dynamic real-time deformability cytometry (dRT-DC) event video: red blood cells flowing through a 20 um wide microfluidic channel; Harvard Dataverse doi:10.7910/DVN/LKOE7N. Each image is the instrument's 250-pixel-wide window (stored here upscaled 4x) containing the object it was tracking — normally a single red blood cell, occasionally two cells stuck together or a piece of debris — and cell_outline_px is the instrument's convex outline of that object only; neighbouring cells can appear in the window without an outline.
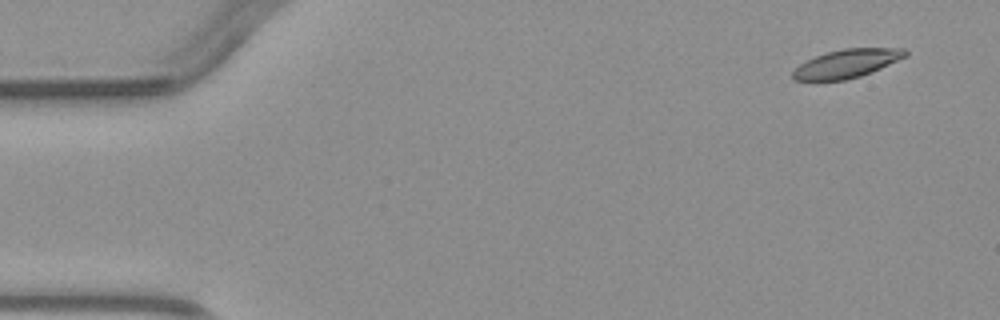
{"species": "common noctule bat (a hibernating species)", "species_latin": "Nyctalus noctula", "temperature_condition": "warm", "stored_images_in_passage": 3, "camera_frame_rate_fps": 3000, "um_per_image_px": 0.085, "animal": {"sex": "male", "body_mass_g": 23.1, "forearm_length_mm": 52.7}, "frame": {"image": 1, "passage_image": 1, "time_ms": 0.0, "image_size_px": [1000, 320], "cell_outline_px": [[908, 56], [872, 72], [860, 76], [844, 80], [792, 80], [792, 72], [800, 64], [816, 56], [828, 52], [844, 48], [904, 48], [908, 52]], "centroid_in_image_um": [72.02, 5.4], "position_along_channel_um": 13.0, "area_um2": 18.55}}
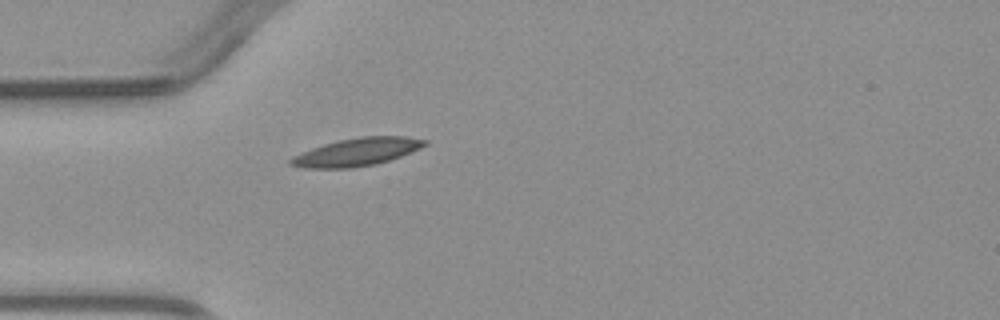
{"frame": {"image": 2, "passage_image": 3, "time_ms": 3.667, "image_size_px": [1000, 320], "cell_outline_px": [[428, 144], [420, 148], [400, 156], [376, 164], [352, 168], [304, 168], [288, 164], [288, 160], [292, 156], [312, 148], [324, 144], [340, 140], [360, 136], [404, 136], [428, 140]], "centroid_in_image_um": [30.32, 12.92], "position_along_channel_um": 54.7, "area_um2": 21.68}}